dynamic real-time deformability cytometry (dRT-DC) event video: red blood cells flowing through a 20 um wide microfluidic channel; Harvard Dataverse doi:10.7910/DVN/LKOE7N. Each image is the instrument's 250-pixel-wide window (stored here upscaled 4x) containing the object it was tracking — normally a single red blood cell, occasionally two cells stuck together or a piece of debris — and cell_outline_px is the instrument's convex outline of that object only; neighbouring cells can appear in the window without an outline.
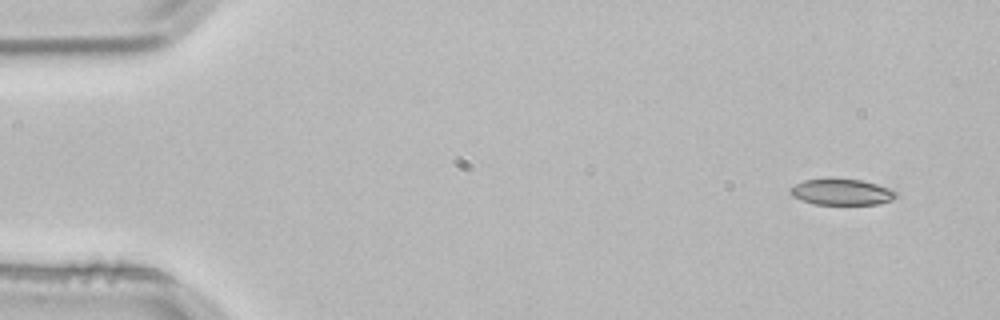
{"species": "common noctule bat (a hibernating species)", "species_latin": "Nyctalus noctula", "temperature_condition": "room temperature", "stored_images_in_passage": 3, "camera_frame_rate_fps": 3000, "um_per_image_px": 0.085, "animal": {"sex": "male", "body_mass_g": 21.5, "forearm_length_mm": 52.0}, "frame": {"image": 1, "passage_image": 1, "time_ms": 0.0, "image_size_px": [1000, 320], "cell_outline_px": [[900, 196], [892, 200], [880, 204], [816, 204], [800, 200], [792, 196], [788, 192], [788, 188], [804, 180], [860, 180], [876, 184], [888, 188], [896, 192]], "centroid_in_image_um": [71.54, 16.35], "position_along_channel_um": 13.5, "area_um2": 15.84}}